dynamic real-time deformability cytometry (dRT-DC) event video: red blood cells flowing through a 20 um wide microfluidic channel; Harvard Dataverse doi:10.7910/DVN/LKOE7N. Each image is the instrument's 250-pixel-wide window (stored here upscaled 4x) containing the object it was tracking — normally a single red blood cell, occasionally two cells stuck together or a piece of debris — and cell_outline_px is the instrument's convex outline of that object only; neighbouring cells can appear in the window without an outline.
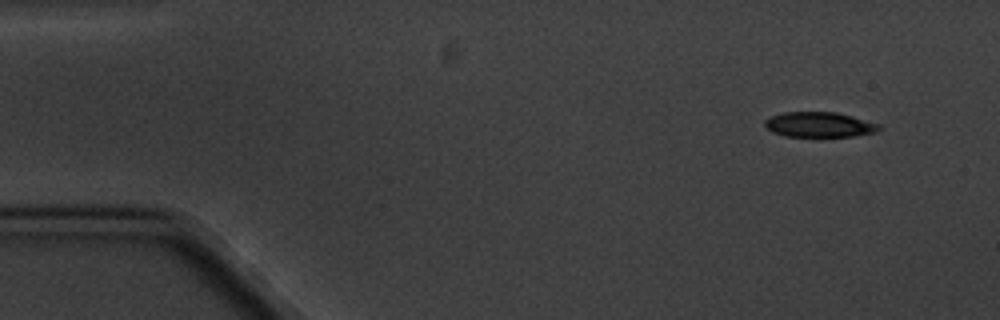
{"species": "common noctule bat (a hibernating species)", "species_latin": "Nyctalus noctula", "temperature_condition": "cold", "stored_images_in_passage": 5, "camera_frame_rate_fps": 3000, "um_per_image_px": 0.085, "animal": {"sex": "male", "body_mass_g": 20.1, "forearm_length_mm": 53.5}, "frame": {"image": 1, "passage_image": 1, "time_ms": 0.0, "image_size_px": [1000, 320], "cell_outline_px": [[880, 128], [876, 132], [852, 136], [820, 140], [784, 136], [772, 132], [764, 124], [764, 120], [772, 116], [784, 112], [836, 112], [852, 116], [880, 124]], "centroid_in_image_um": [69.63, 10.65], "position_along_channel_um": 15.4, "area_um2": 17.57}}
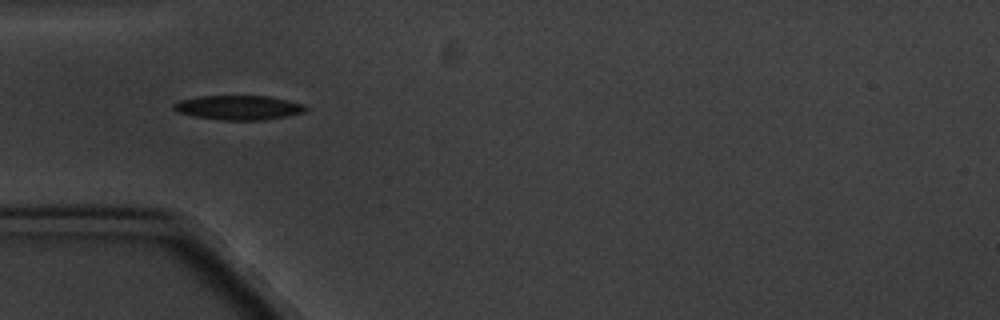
{"frame": {"image": 2, "passage_image": 4, "time_ms": 4.333, "image_size_px": [1000, 320], "cell_outline_px": [[308, 112], [288, 116], [264, 120], [220, 120], [192, 116], [176, 112], [172, 108], [172, 104], [180, 100], [200, 96], [268, 96], [288, 100], [304, 104], [308, 108]], "centroid_in_image_um": [20.29, 9.15], "position_along_channel_um": 64.7, "area_um2": 19.07}}